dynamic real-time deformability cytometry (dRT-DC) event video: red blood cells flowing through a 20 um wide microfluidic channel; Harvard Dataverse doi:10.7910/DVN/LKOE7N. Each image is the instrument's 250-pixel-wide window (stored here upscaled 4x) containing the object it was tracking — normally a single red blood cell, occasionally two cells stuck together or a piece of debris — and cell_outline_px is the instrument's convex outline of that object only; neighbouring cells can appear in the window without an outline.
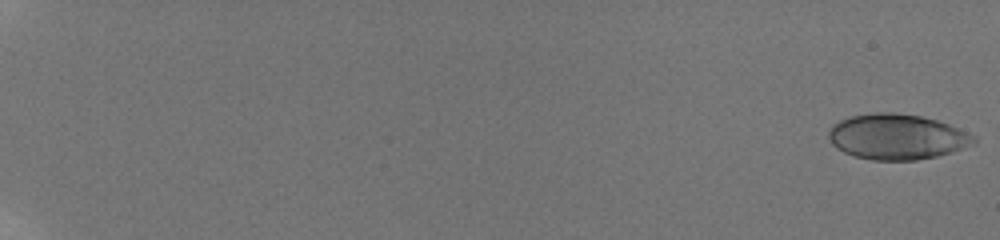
{"species": "human", "species_latin": "Homo sapiens", "temperature_condition": "room temperature", "stored_images_in_passage": 59, "camera_frame_rate_fps": 3000, "um_per_image_px": 0.085, "donor": {"sex": "male"}, "frame": {"image": 1, "passage_image": 1, "time_ms": 0.0, "image_size_px": [1000, 240], "cell_outline_px": [[976, 144], [952, 152], [936, 156], [916, 160], [872, 160], [856, 156], [844, 152], [836, 148], [832, 144], [828, 136], [828, 132], [832, 124], [840, 120], [852, 116], [872, 112], [896, 112], [920, 116], [936, 120], [948, 124], [976, 136]], "centroid_in_image_um": [76.24, 11.62], "position_along_channel_um": 8.8, "area_um2": 38.55}}
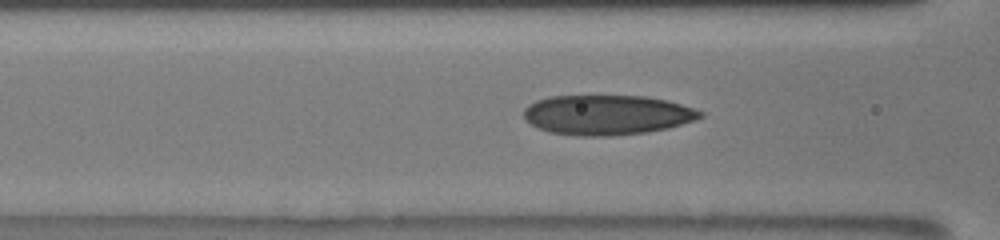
{"frame": {"image": 2, "passage_image": 29, "time_ms": 9.333, "image_size_px": [1000, 240], "cell_outline_px": [[704, 116], [696, 120], [668, 128], [648, 132], [612, 136], [580, 136], [548, 132], [524, 120], [524, 108], [528, 104], [536, 100], [548, 96], [644, 96], [668, 100], [704, 112]], "centroid_in_image_um": [51.59, 9.77], "position_along_channel_um": 115.0, "area_um2": 41.21}}
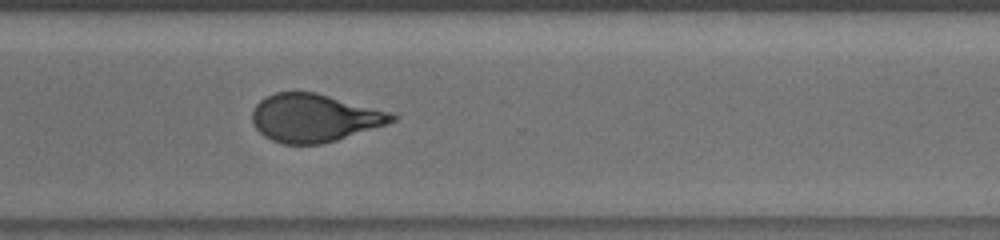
{"frame": {"image": 3, "passage_image": 47, "time_ms": 15.333, "image_size_px": [1000, 240], "cell_outline_px": [[396, 120], [388, 124], [336, 140], [320, 144], [284, 144], [272, 140], [264, 136], [256, 128], [252, 120], [252, 112], [256, 104], [260, 100], [276, 92], [316, 92], [392, 112], [396, 116]], "centroid_in_image_um": [26.73, 10.02], "position_along_channel_um": 343.9, "area_um2": 38.96}, "authors_computed_cell_mechanics": {"area_um2": 38.6682, "velocity_mm_per_s": 3.8178, "shape_relaxation_time_tau1_ms": 4.2967, "shape_relaxation_time_tau2_ms": 1.252, "deformation_change_tau1": 0.181, "deformation_change_tau2": 0.092}}